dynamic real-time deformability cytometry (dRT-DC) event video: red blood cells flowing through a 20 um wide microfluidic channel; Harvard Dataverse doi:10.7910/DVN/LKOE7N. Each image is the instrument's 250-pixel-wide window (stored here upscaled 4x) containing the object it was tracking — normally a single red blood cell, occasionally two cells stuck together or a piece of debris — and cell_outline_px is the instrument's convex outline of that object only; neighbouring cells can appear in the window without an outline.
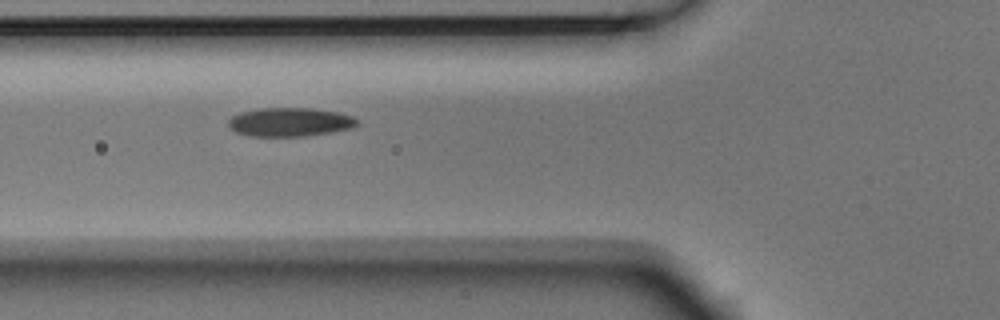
{"species": "Egyptian fruit bat (a non-hibernating species)", "species_latin": "Rousettus aegyptiacus", "temperature_condition": "room temperature", "stored_images_in_passage": 9, "camera_frame_rate_fps": 3000, "um_per_image_px": 0.085, "animal": {"sex": "male"}, "frame": {"image": 1, "passage_image": 6, "time_ms": 1.667, "image_size_px": [1000, 320], "cell_outline_px": [[360, 124], [348, 128], [328, 132], [304, 136], [248, 136], [236, 132], [228, 128], [228, 120], [232, 116], [240, 112], [260, 108], [312, 108], [336, 112], [352, 116], [360, 120]], "centroid_in_image_um": [24.6, 10.37], "position_along_channel_um": 101.2, "area_um2": 21.56}}
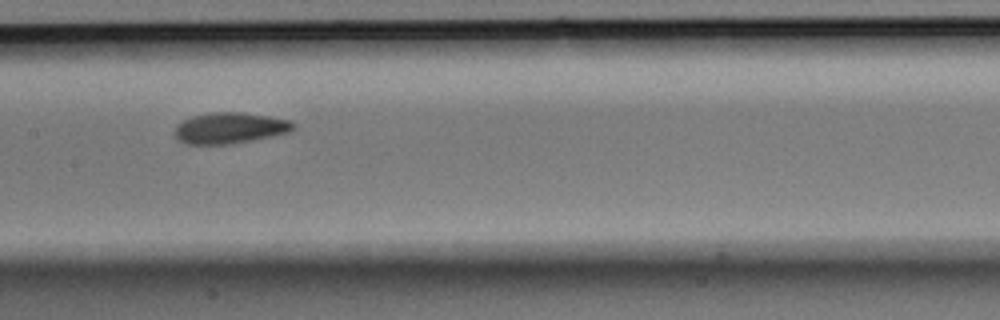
{"frame": {"image": 2, "passage_image": 8, "time_ms": 2.333, "image_size_px": [1000, 320], "cell_outline_px": [[296, 128], [288, 132], [252, 140], [224, 144], [188, 144], [180, 140], [176, 136], [176, 124], [192, 116], [212, 112], [244, 112], [268, 116], [288, 120], [296, 124]], "centroid_in_image_um": [19.55, 10.86], "position_along_channel_um": 187.9, "area_um2": 21.15}}
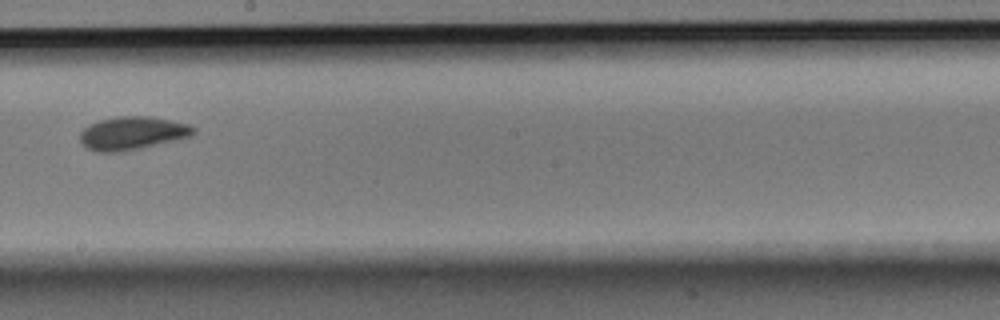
{"frame": {"image": 3, "passage_image": 9, "time_ms": 2.667, "image_size_px": [1000, 320], "cell_outline_px": [[196, 132], [192, 136], [176, 140], [124, 152], [96, 152], [80, 144], [80, 132], [84, 128], [100, 120], [116, 116], [152, 116], [172, 120], [188, 124], [196, 128]], "centroid_in_image_um": [11.26, 11.32], "position_along_channel_um": 236.9, "area_um2": 22.2}}